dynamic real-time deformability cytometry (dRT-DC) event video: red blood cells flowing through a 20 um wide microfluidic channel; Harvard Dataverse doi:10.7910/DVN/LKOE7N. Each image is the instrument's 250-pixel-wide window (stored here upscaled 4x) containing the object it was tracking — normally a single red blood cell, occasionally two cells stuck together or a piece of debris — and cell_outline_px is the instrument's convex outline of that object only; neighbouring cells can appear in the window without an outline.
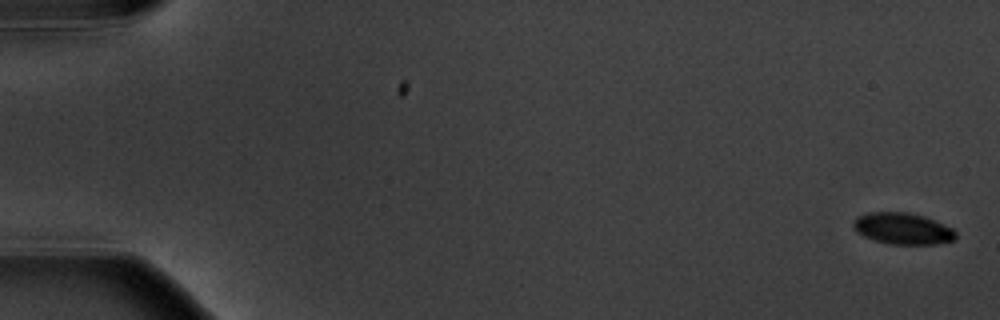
{"species": "common noctule bat (a hibernating species)", "species_latin": "Nyctalus noctula", "temperature_condition": "warm", "stored_images_in_passage": 5, "camera_frame_rate_fps": 3000, "um_per_image_px": 0.085, "animal": {"sex": "male", "body_mass_g": 20.1, "forearm_length_mm": 53.5}, "frame": {"image": 1, "passage_image": 1, "time_ms": 0.0, "image_size_px": [1000, 320], "cell_outline_px": [[956, 240], [936, 244], [888, 244], [864, 236], [856, 232], [852, 228], [852, 220], [856, 216], [868, 212], [908, 212], [924, 216], [952, 228], [956, 232]], "centroid_in_image_um": [76.69, 19.42], "position_along_channel_um": 8.3, "area_um2": 18.96}}